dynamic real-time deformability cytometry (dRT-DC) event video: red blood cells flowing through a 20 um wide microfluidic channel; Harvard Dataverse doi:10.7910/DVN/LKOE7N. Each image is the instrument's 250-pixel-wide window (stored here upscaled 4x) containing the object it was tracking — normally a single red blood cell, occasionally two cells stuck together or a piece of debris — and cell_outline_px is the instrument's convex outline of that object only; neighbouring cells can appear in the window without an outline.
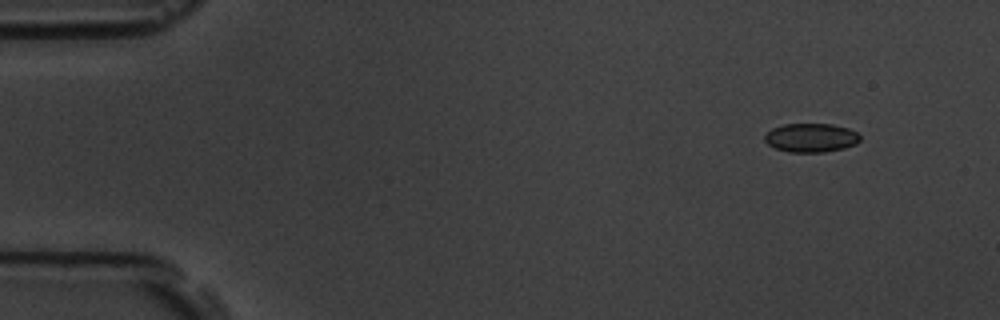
{"species": "common noctule bat (a hibernating species)", "species_latin": "Nyctalus noctula", "temperature_condition": "room temperature", "stored_images_in_passage": 5, "segment_of_instrument_passage": [2, 2], "camera_frame_rate_fps": 3000, "um_per_image_px": 0.085, "animal": {"sex": "male", "body_mass_g": 19.5, "forearm_length_mm": 54.6}, "frame": {"image": 1, "passage_image": 5, "time_ms": 6.333, "image_size_px": [1000, 320], "cell_outline_px": [[860, 140], [856, 144], [844, 148], [824, 152], [788, 152], [776, 148], [768, 144], [764, 140], [764, 136], [772, 128], [784, 124], [832, 124], [848, 128], [856, 132], [860, 136]], "centroid_in_image_um": [68.94, 11.71], "position_along_channel_um": 16.1, "area_um2": 16.01}}